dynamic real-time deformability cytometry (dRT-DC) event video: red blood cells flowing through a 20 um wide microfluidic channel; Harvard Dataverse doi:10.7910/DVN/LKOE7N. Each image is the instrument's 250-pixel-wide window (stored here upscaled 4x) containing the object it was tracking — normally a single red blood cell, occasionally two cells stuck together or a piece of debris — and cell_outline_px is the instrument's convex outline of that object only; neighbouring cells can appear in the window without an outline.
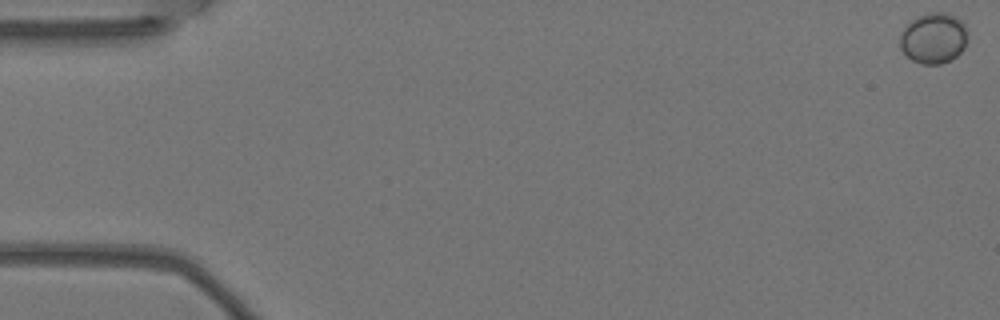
{"species": "Egyptian fruit bat (a non-hibernating species)", "species_latin": "Rousettus aegyptiacus", "temperature_condition": "warm", "stored_images_in_passage": 6, "camera_frame_rate_fps": 3000, "um_per_image_px": 0.085, "animal": {"sex": "female"}, "frame": {"image": 1, "passage_image": 1, "time_ms": 0.0, "image_size_px": [1000, 320], "cell_outline_px": [[968, 32], [964, 48], [952, 60], [940, 64], [920, 64], [912, 60], [900, 48], [900, 36], [908, 20], [916, 16], [928, 12], [944, 12], [956, 16], [964, 24]], "centroid_in_image_um": [79.34, 3.23], "position_along_channel_um": 5.7, "area_um2": 20.29}}
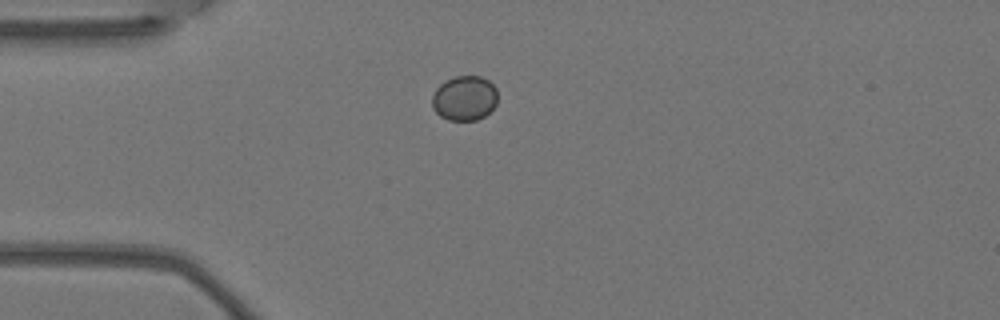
{"frame": {"image": 2, "passage_image": 5, "time_ms": 1.333, "image_size_px": [1000, 320], "cell_outline_px": [[496, 104], [484, 116], [476, 120], [448, 120], [440, 116], [432, 108], [432, 96], [436, 88], [444, 80], [456, 76], [480, 76], [488, 80], [496, 88]], "centroid_in_image_um": [39.45, 8.34], "position_along_channel_um": 45.5, "area_um2": 17.11}}